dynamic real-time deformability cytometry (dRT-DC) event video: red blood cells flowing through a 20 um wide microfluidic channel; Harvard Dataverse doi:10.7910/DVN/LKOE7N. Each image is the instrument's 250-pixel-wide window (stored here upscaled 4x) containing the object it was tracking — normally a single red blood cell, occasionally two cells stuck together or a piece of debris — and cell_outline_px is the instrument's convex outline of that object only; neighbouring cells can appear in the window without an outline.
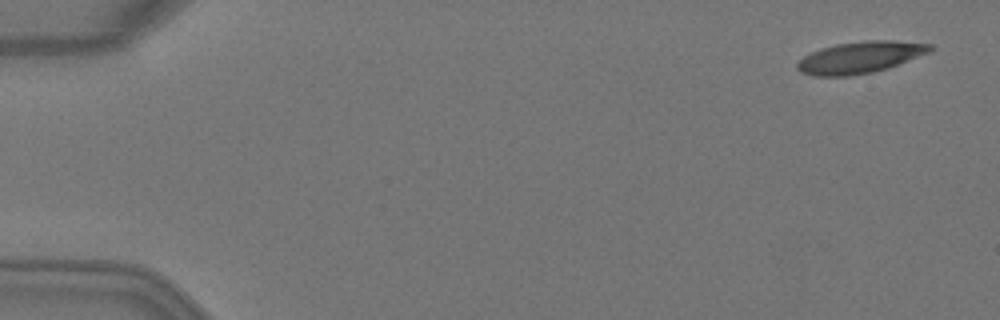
{"species": "Egyptian fruit bat (a non-hibernating species)", "species_latin": "Rousettus aegyptiacus", "temperature_condition": "warm", "stored_images_in_passage": 4, "camera_frame_rate_fps": 3000, "um_per_image_px": 0.085, "animal": {"sex": "female"}, "frame": {"image": 1, "passage_image": 1, "time_ms": 0.0, "image_size_px": [1000, 320], "cell_outline_px": [[936, 48], [932, 52], [888, 68], [872, 72], [848, 76], [812, 76], [800, 72], [796, 68], [796, 64], [804, 56], [820, 48], [836, 44], [864, 40], [896, 40], [932, 44]], "centroid_in_image_um": [73.16, 4.86], "position_along_channel_um": 11.8, "area_um2": 24.85}}
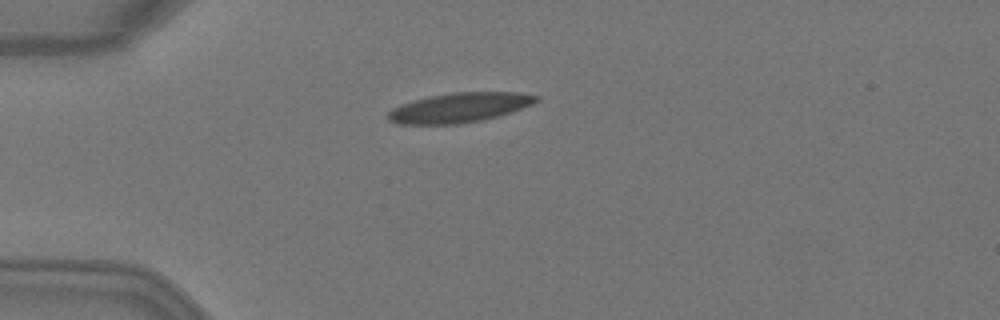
{"frame": {"image": 2, "passage_image": 4, "time_ms": 1.0, "image_size_px": [1000, 320], "cell_outline_px": [[540, 100], [532, 104], [496, 116], [480, 120], [456, 124], [396, 124], [388, 120], [388, 112], [392, 108], [400, 104], [412, 100], [428, 96], [456, 92], [516, 92], [540, 96]], "centroid_in_image_um": [39.0, 9.14], "position_along_channel_um": 46.0, "area_um2": 25.43}}